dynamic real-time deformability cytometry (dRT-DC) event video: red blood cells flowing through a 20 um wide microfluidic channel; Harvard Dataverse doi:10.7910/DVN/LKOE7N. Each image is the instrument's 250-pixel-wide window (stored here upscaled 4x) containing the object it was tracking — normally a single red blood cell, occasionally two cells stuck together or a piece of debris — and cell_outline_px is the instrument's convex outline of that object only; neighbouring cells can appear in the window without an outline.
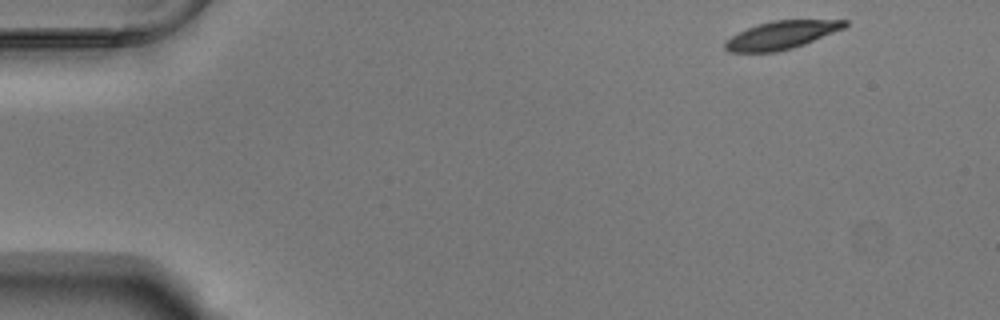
{"species": "Egyptian fruit bat (a non-hibernating species)", "species_latin": "Rousettus aegyptiacus", "temperature_condition": "warm", "stored_images_in_passage": 50, "camera_frame_rate_fps": 3000, "um_per_image_px": 0.085, "animal": {"sex": "male"}, "frame": {"image": 1, "passage_image": 1, "time_ms": 0.0, "image_size_px": [1000, 320], "cell_outline_px": [[848, 24], [844, 28], [804, 44], [792, 48], [776, 52], [728, 52], [724, 48], [724, 40], [748, 28], [772, 20], [848, 20]], "centroid_in_image_um": [66.4, 2.99], "position_along_channel_um": 18.6, "area_um2": 19.36}}
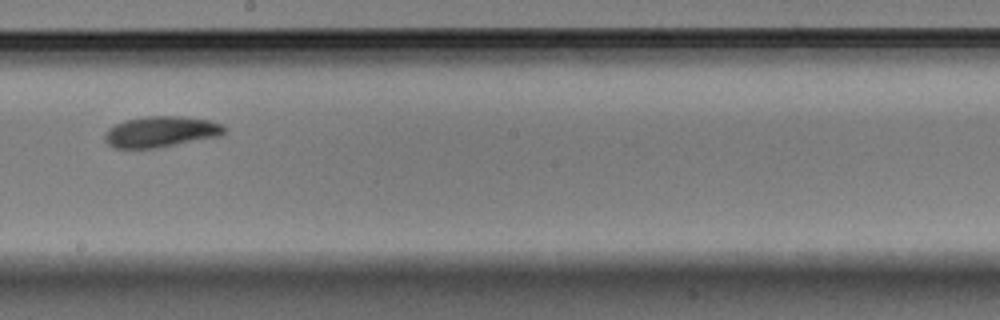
{"frame": {"image": 2, "passage_image": 27, "time_ms": 8.667, "image_size_px": [1000, 320], "cell_outline_px": [[228, 128], [220, 136], [160, 148], [112, 148], [104, 140], [104, 136], [108, 128], [124, 120], [144, 116], [184, 116], [208, 120], [224, 124]], "centroid_in_image_um": [13.69, 11.2], "position_along_channel_um": 234.5, "area_um2": 21.91}}
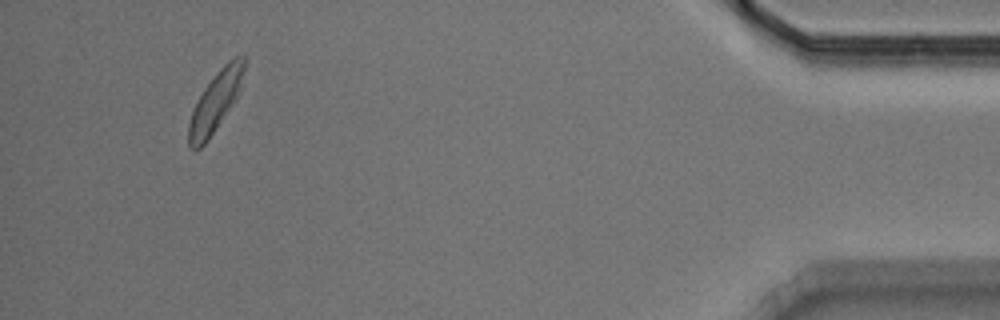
{"frame": {"image": 3, "passage_image": 47, "time_ms": 15.333, "image_size_px": [1000, 320], "cell_outline_px": [[244, 68], [240, 88], [236, 96], [208, 140], [200, 148], [192, 148], [188, 144], [188, 124], [192, 112], [204, 88], [216, 72], [228, 60], [236, 56], [244, 56]], "centroid_in_image_um": [18.29, 8.63], "position_along_channel_um": 416.9, "area_um2": 18.55}, "authors_computed_cell_mechanics": {"area_um2": 20.7213, "velocity_mm_per_s": 3.7185, "shape_relaxation_time_tau1_ms": 2.7624, "shape_relaxation_time_tau2_ms": 5.6853, "deformation_change_tau1": 0.1218, "deformation_change_tau2": 0.1274}}